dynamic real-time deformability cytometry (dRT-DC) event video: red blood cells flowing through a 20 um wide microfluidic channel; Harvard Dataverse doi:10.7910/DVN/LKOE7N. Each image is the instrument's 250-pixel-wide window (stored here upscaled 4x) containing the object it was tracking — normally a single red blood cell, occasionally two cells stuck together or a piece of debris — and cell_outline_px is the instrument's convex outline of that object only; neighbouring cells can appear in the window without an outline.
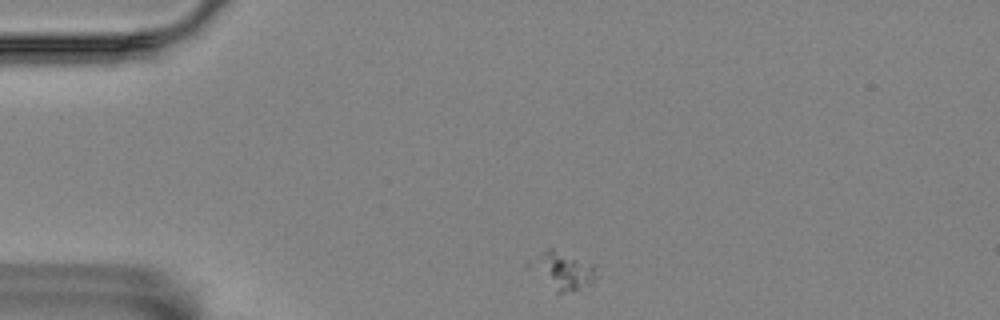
{"species": "Egyptian fruit bat (a non-hibernating species)", "species_latin": "Rousettus aegyptiacus", "temperature_condition": "room temperature", "stored_images_in_passage": 47, "camera_frame_rate_fps": 3000, "um_per_image_px": 0.085, "animal": {"sex": "female"}, "frame": {"image": 1, "passage_image": 1, "time_ms": 0.0, "image_size_px": [1000, 320], "cell_outline_px": [[600, 276], [592, 284], [560, 292], [556, 292], [540, 252], [544, 248], [552, 248], [596, 264]], "centroid_in_image_um": [48.33, 22.96], "position_along_channel_um": 36.7, "area_um2": 11.91}}
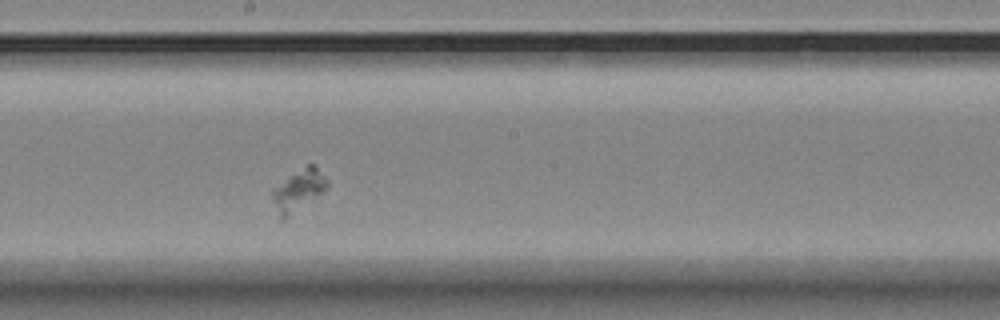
{"frame": {"image": 2, "passage_image": 21, "time_ms": 6.667, "image_size_px": [1000, 320], "cell_outline_px": [[328, 188], [284, 220], [280, 220], [272, 200], [272, 188], [308, 164], [316, 164], [328, 180]], "centroid_in_image_um": [25.37, 16.18], "position_along_channel_um": 222.8, "area_um2": 13.18}}
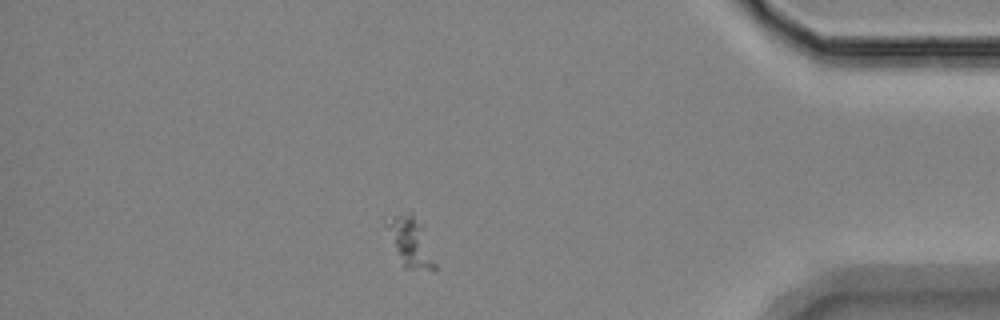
{"frame": {"image": 3, "passage_image": 40, "time_ms": 13.0, "image_size_px": [1000, 320], "cell_outline_px": [[436, 268], [432, 272], [404, 268], [384, 224], [384, 220], [408, 208], [424, 224], [436, 264]], "centroid_in_image_um": [34.92, 20.5], "position_along_channel_um": 400.3, "area_um2": 14.74}}